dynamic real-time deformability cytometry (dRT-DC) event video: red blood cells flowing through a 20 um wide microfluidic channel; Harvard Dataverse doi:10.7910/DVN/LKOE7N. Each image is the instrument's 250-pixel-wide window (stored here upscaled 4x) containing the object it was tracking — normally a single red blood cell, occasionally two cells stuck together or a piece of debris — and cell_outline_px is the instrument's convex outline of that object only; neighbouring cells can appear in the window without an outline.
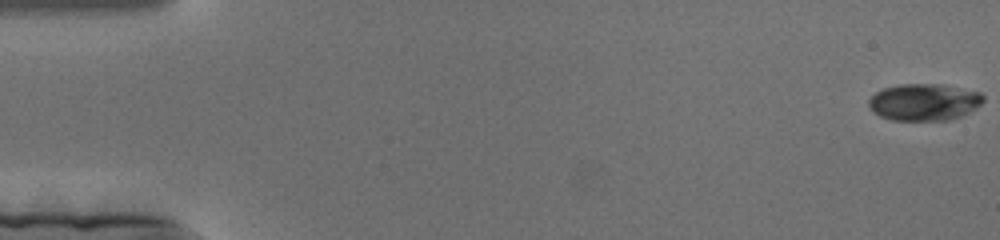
{"species": "human", "species_latin": "Homo sapiens", "temperature_condition": "cold", "stored_images_in_passage": 56, "camera_frame_rate_fps": 3000, "um_per_image_px": 0.085, "donor": {"sex": "female"}, "frame": {"image": 1, "passage_image": 1, "time_ms": 0.0, "image_size_px": [1000, 240], "cell_outline_px": [[984, 100], [976, 108], [952, 120], [892, 120], [880, 116], [872, 112], [868, 108], [868, 100], [876, 92], [884, 88], [900, 84], [944, 84], [980, 92], [984, 96]], "centroid_in_image_um": [78.54, 8.67], "position_along_channel_um": 6.5, "area_um2": 24.8}}
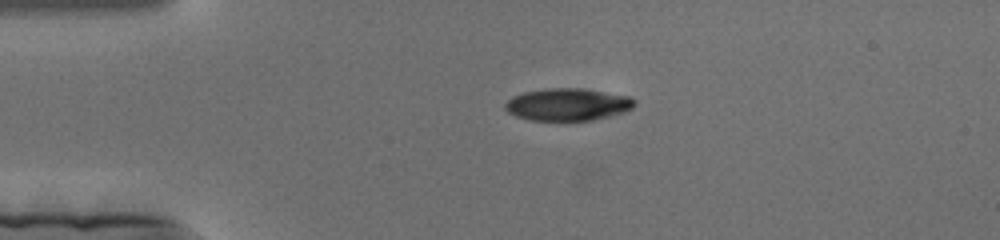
{"frame": {"image": 2, "passage_image": 40, "time_ms": 13.0, "image_size_px": [1000, 240], "cell_outline_px": [[636, 104], [632, 108], [624, 112], [592, 120], [528, 120], [516, 116], [508, 112], [504, 108], [504, 104], [512, 96], [524, 92], [544, 88], [584, 88], [628, 96], [636, 100]], "centroid_in_image_um": [48.24, 8.87], "position_along_channel_um": 36.8, "area_um2": 24.45}}